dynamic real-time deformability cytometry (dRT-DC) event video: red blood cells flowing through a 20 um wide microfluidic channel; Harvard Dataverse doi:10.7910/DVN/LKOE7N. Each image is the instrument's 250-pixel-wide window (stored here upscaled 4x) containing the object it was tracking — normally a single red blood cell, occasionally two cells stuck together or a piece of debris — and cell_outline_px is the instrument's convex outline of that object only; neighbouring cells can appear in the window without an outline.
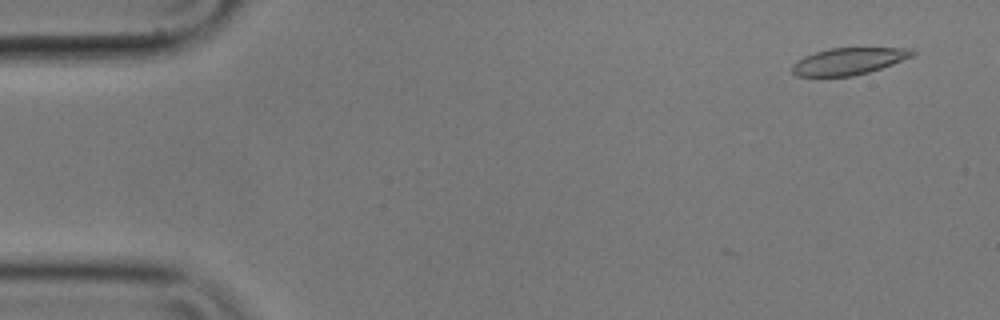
{"species": "common noctule bat (a hibernating species)", "species_latin": "Nyctalus noctula", "temperature_condition": "cold", "stored_images_in_passage": 4, "camera_frame_rate_fps": 3000, "um_per_image_px": 0.085, "animal": {"sex": "male", "body_mass_g": 17.9}, "frame": {"image": 1, "passage_image": 1, "time_ms": 0.0, "image_size_px": [1000, 320], "cell_outline_px": [[916, 52], [912, 56], [892, 64], [868, 72], [852, 76], [796, 76], [792, 72], [792, 64], [804, 56], [828, 48], [912, 48]], "centroid_in_image_um": [72.12, 5.2], "position_along_channel_um": 12.9, "area_um2": 18.67}}
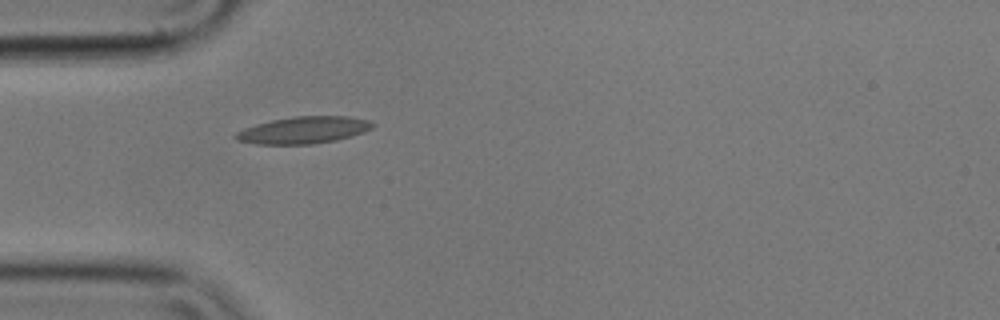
{"frame": {"image": 2, "passage_image": 4, "time_ms": 1.0, "image_size_px": [1000, 320], "cell_outline_px": [[376, 124], [372, 128], [364, 132], [352, 136], [336, 140], [312, 144], [256, 144], [236, 140], [232, 136], [236, 132], [244, 128], [256, 124], [272, 120], [296, 116], [348, 116], [368, 120]], "centroid_in_image_um": [25.8, 11.06], "position_along_channel_um": 59.2, "area_um2": 21.56}}